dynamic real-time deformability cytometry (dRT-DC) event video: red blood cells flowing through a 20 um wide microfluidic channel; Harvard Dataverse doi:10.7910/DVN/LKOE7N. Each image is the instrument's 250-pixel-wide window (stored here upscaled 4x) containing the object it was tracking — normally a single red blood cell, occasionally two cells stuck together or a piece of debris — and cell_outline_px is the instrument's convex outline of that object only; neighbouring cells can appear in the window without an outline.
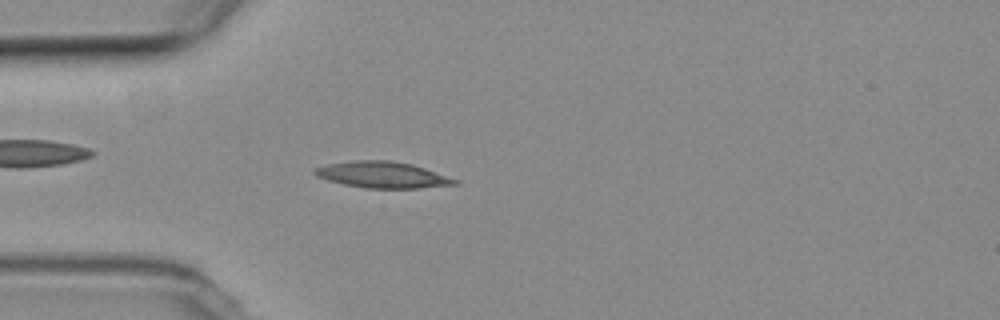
{"species": "common noctule bat (a hibernating species)", "species_latin": "Nyctalus noctula", "temperature_condition": "room temperature", "stored_images_in_passage": 48, "camera_frame_rate_fps": 3000, "um_per_image_px": 0.085, "animal": {"sex": "female", "body_mass_g": 19.3, "forearm_length_mm": 54.1}, "frame": {"image": 1, "passage_image": 11, "time_ms": 3.333, "image_size_px": [1000, 320], "cell_outline_px": [[460, 184], [420, 188], [368, 188], [344, 184], [328, 180], [316, 176], [312, 172], [316, 168], [328, 164], [352, 160], [388, 160], [412, 164], [460, 180]], "centroid_in_image_um": [32.54, 14.86], "position_along_channel_um": 52.5, "area_um2": 21.39}}
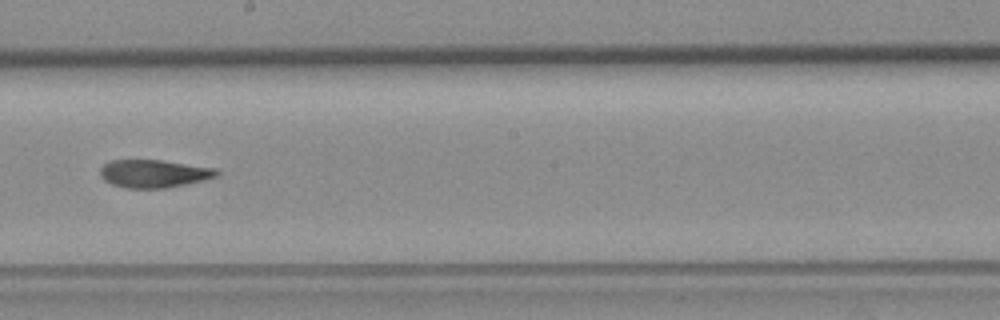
{"frame": {"image": 2, "passage_image": 26, "time_ms": 8.333, "image_size_px": [1000, 320], "cell_outline_px": [[220, 176], [204, 180], [164, 188], [128, 188], [112, 184], [104, 180], [100, 176], [100, 168], [108, 160], [160, 160], [216, 168], [220, 172]], "centroid_in_image_um": [13.08, 14.75], "position_along_channel_um": 235.1, "area_um2": 18.96}}
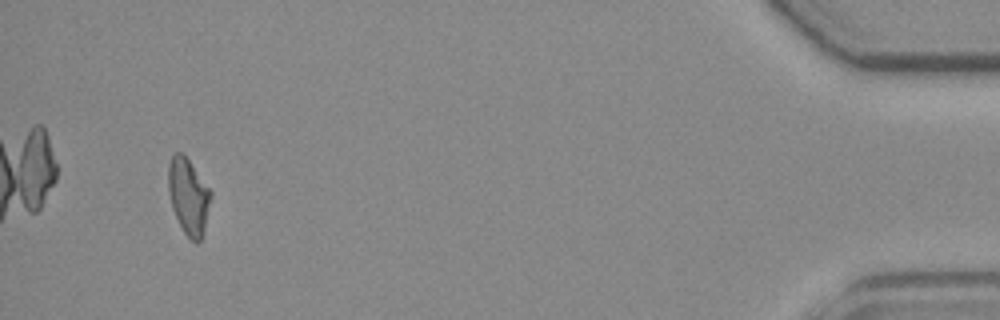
{"frame": {"image": 3, "passage_image": 47, "time_ms": 15.333, "image_size_px": [1000, 320], "cell_outline_px": [[212, 196], [204, 232], [200, 240], [196, 244], [184, 232], [172, 208], [168, 192], [168, 164], [172, 156], [176, 152], [180, 152], [188, 160], [212, 192]], "centroid_in_image_um": [16.02, 16.71], "position_along_channel_um": 419.2, "area_um2": 18.67}}